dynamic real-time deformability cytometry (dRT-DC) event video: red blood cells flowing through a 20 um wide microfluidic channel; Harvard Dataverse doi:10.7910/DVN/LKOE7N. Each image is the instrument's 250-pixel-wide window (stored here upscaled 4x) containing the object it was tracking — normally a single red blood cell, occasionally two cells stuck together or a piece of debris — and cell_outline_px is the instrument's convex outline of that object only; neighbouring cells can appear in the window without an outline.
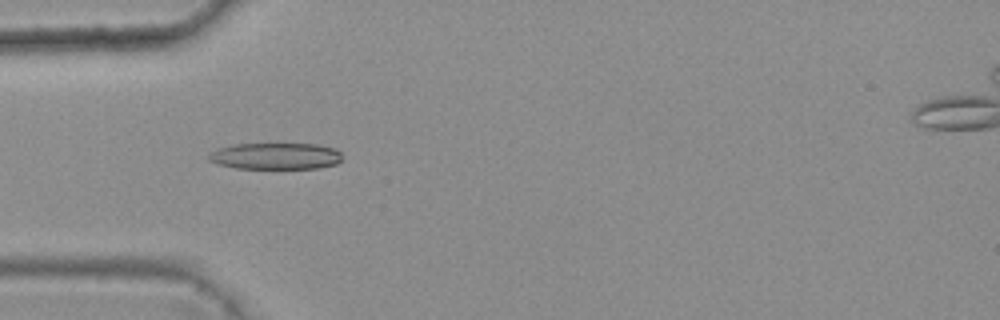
{"species": "common noctule bat (a hibernating species)", "species_latin": "Nyctalus noctula", "temperature_condition": "warm", "stored_images_in_passage": 47, "camera_frame_rate_fps": 3000, "um_per_image_px": 0.085, "animal": {"sex": "female", "body_mass_g": 25.1}, "frame": {"image": 1, "passage_image": 17, "time_ms": 5.333, "image_size_px": [1000, 320], "cell_outline_px": [[340, 160], [336, 164], [320, 168], [236, 168], [220, 164], [208, 160], [208, 152], [232, 144], [316, 144], [336, 148], [340, 152]], "centroid_in_image_um": [23.42, 13.26], "position_along_channel_um": 61.6, "area_um2": 20.58}}
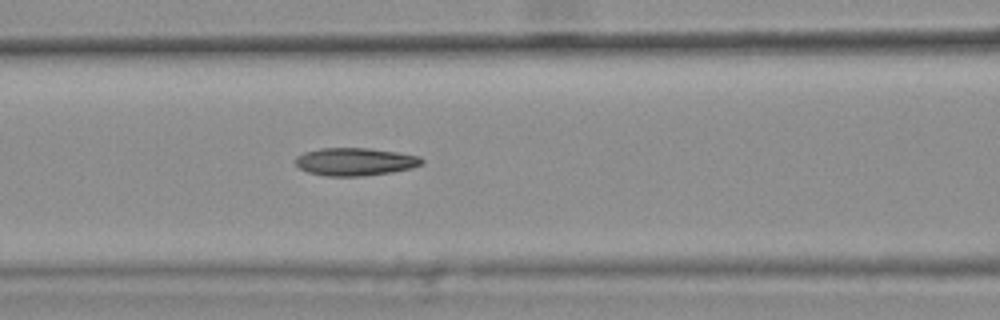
{"frame": {"image": 2, "passage_image": 23, "time_ms": 7.333, "image_size_px": [1000, 320], "cell_outline_px": [[424, 164], [412, 168], [392, 172], [364, 176], [324, 176], [308, 172], [300, 168], [296, 164], [296, 156], [304, 152], [320, 148], [368, 148], [396, 152], [420, 156], [424, 160]], "centroid_in_image_um": [30.2, 13.75], "position_along_channel_um": 136.4, "area_um2": 20.58}}
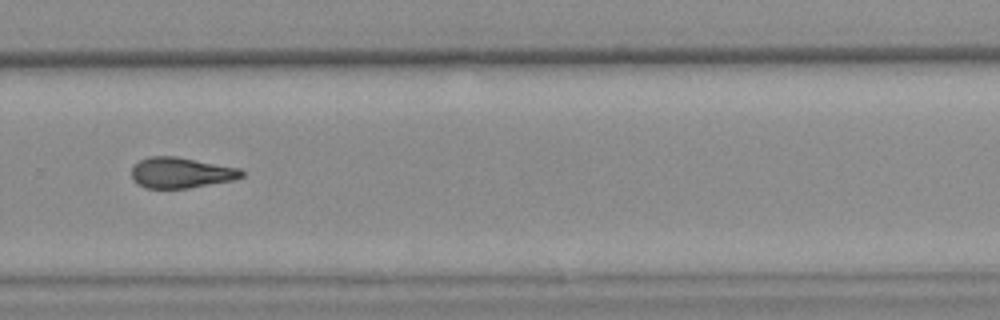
{"frame": {"image": 3, "passage_image": 37, "time_ms": 12.0, "image_size_px": [1000, 320], "cell_outline_px": [[244, 176], [232, 180], [188, 188], [144, 188], [136, 184], [132, 180], [132, 168], [140, 160], [148, 156], [176, 156], [240, 168], [244, 172]], "centroid_in_image_um": [15.36, 14.68], "position_along_channel_um": 314.4, "area_um2": 19.71}, "authors_computed_cell_mechanics": {"area_um2": 20.4034, "velocity_mm_per_s": 3.8266, "shape_relaxation_time_tau1_ms": null, "shape_relaxation_time_tau2_ms": 5.0359, "deformation_change_tau1": null, "deformation_change_tau2": 0.1581}}